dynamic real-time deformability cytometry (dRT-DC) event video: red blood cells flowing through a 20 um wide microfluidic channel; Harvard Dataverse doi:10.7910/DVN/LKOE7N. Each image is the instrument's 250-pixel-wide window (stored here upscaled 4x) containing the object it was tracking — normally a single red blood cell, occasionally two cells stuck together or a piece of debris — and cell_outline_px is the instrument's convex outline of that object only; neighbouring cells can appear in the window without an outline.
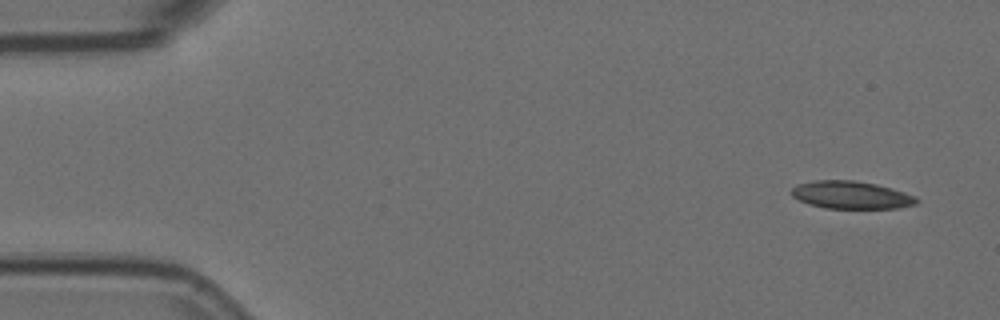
{"species": "Egyptian fruit bat (a non-hibernating species)", "species_latin": "Rousettus aegyptiacus", "temperature_condition": "room temperature", "stored_images_in_passage": 5, "camera_frame_rate_fps": 3000, "um_per_image_px": 0.085, "animal": {"sex": "female"}, "frame": {"image": 1, "passage_image": 1, "time_ms": 0.0, "image_size_px": [1000, 320], "cell_outline_px": [[920, 200], [916, 204], [900, 208], [824, 208], [808, 204], [792, 196], [792, 188], [796, 184], [816, 180], [852, 180], [876, 184], [892, 188], [916, 196]], "centroid_in_image_um": [72.37, 16.57], "position_along_channel_um": 12.6, "area_um2": 20.23}}
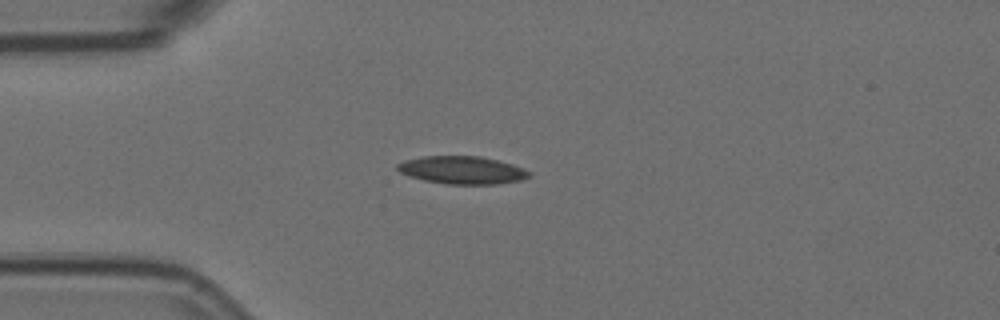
{"frame": {"image": 2, "passage_image": 4, "time_ms": 1.0, "image_size_px": [1000, 320], "cell_outline_px": [[532, 176], [520, 180], [496, 184], [448, 184], [424, 180], [408, 176], [400, 172], [396, 168], [396, 164], [404, 160], [424, 156], [480, 156], [512, 164], [524, 168], [532, 172]], "centroid_in_image_um": [39.29, 14.46], "position_along_channel_um": 45.7, "area_um2": 21.39}}